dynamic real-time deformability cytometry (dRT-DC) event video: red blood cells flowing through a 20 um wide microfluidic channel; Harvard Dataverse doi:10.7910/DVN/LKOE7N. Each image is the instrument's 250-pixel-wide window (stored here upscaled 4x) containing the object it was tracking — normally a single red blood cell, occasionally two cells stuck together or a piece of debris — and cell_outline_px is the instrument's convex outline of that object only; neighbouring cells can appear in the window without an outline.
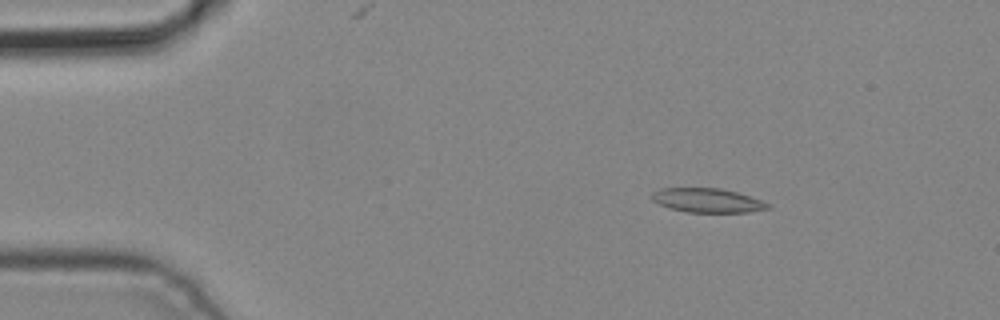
{"species": "common noctule bat (a hibernating species)", "species_latin": "Nyctalus noctula", "temperature_condition": "cold", "stored_images_in_passage": 4, "camera_frame_rate_fps": 3000, "um_per_image_px": 0.085, "animal": {"sex": "male", "body_mass_g": 19.2, "forearm_length_mm": 51.8}, "frame": {"image": 1, "passage_image": 1, "time_ms": 0.0, "image_size_px": [1000, 320], "cell_outline_px": [[772, 208], [748, 212], [688, 212], [668, 208], [652, 200], [652, 192], [660, 188], [720, 188], [736, 192], [772, 204]], "centroid_in_image_um": [60.13, 17.03], "position_along_channel_um": 24.9, "area_um2": 16.3}}
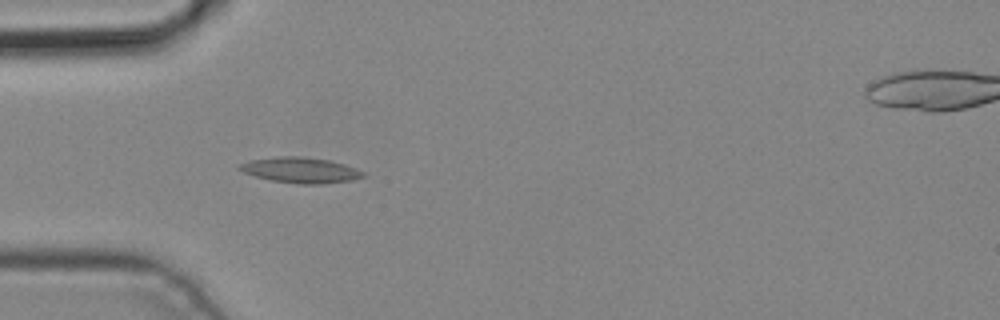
{"frame": {"image": 2, "passage_image": 3, "time_ms": 0.667, "image_size_px": [1000, 320], "cell_outline_px": [[364, 176], [352, 180], [320, 184], [300, 184], [272, 180], [256, 176], [244, 172], [236, 168], [240, 164], [252, 160], [276, 156], [304, 156], [328, 160], [344, 164], [356, 168], [364, 172]], "centroid_in_image_um": [25.55, 14.45], "position_along_channel_um": 59.4, "area_um2": 18.26}}